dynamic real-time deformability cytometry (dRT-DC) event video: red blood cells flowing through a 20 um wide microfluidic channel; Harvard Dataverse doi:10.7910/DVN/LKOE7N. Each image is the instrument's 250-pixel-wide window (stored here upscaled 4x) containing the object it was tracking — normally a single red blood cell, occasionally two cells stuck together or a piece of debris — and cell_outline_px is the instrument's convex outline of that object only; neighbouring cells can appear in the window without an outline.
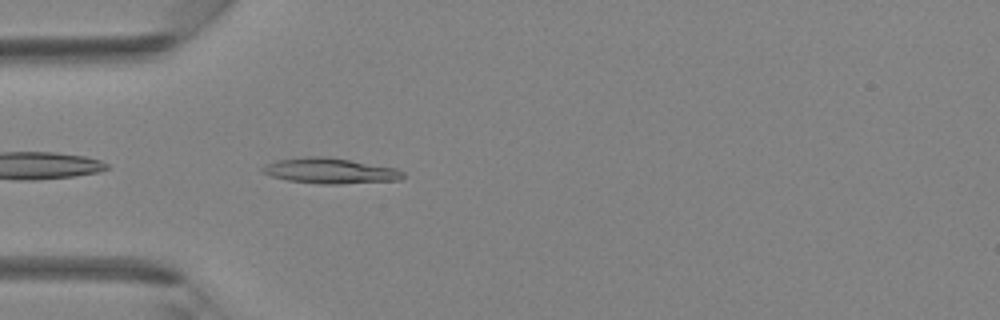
{"species": "Egyptian fruit bat (a non-hibernating species)", "species_latin": "Rousettus aegyptiacus", "temperature_condition": "room temperature", "stored_images_in_passage": 29, "camera_frame_rate_fps": 3000, "um_per_image_px": 0.085, "animal": {"sex": "female"}, "frame": {"image": 1, "passage_image": 1, "time_ms": 0.0, "image_size_px": [1000, 320], "cell_outline_px": [[404, 176], [400, 180], [336, 184], [320, 184], [288, 180], [272, 176], [260, 172], [260, 168], [264, 164], [276, 160], [304, 156], [324, 156], [396, 168], [404, 172]], "centroid_in_image_um": [28.0, 14.51], "position_along_channel_um": 57.0, "area_um2": 20.87}}
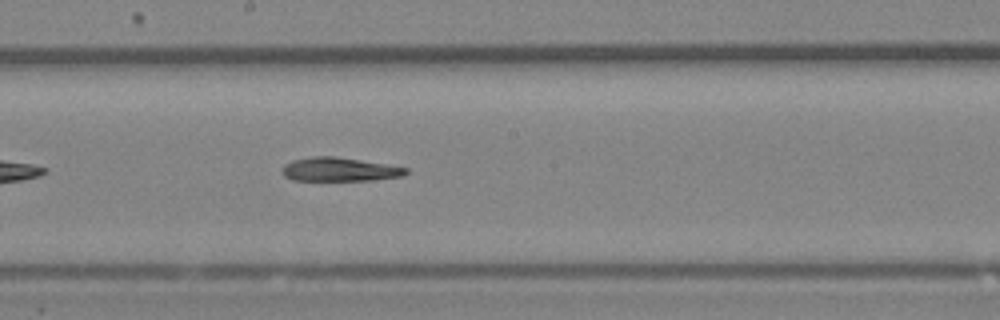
{"frame": {"image": 2, "passage_image": 11, "time_ms": 3.333, "image_size_px": [1000, 320], "cell_outline_px": [[408, 172], [404, 176], [372, 180], [292, 180], [284, 176], [280, 172], [280, 168], [284, 164], [292, 160], [312, 156], [336, 156], [408, 168]], "centroid_in_image_um": [28.79, 14.4], "position_along_channel_um": 219.4, "area_um2": 17.22}}
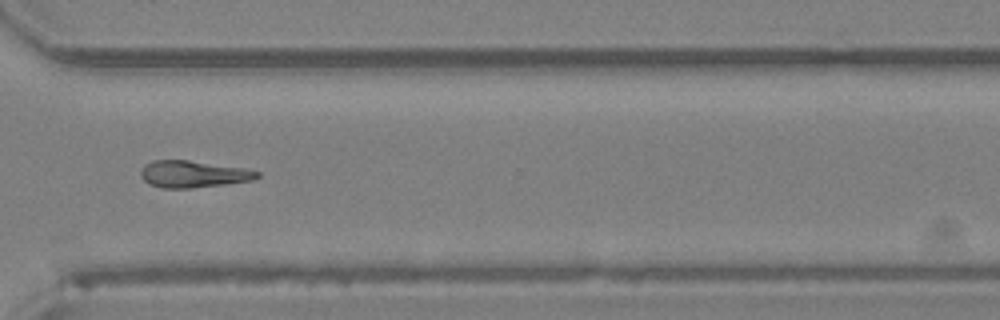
{"frame": {"image": 3, "passage_image": 19, "time_ms": 6.0, "image_size_px": [1000, 320], "cell_outline_px": [[260, 176], [252, 180], [224, 184], [192, 188], [160, 188], [148, 184], [140, 176], [140, 172], [144, 164], [152, 160], [188, 160], [244, 168], [260, 172]], "centroid_in_image_um": [16.38, 14.8], "position_along_channel_um": 354.2, "area_um2": 18.26}}